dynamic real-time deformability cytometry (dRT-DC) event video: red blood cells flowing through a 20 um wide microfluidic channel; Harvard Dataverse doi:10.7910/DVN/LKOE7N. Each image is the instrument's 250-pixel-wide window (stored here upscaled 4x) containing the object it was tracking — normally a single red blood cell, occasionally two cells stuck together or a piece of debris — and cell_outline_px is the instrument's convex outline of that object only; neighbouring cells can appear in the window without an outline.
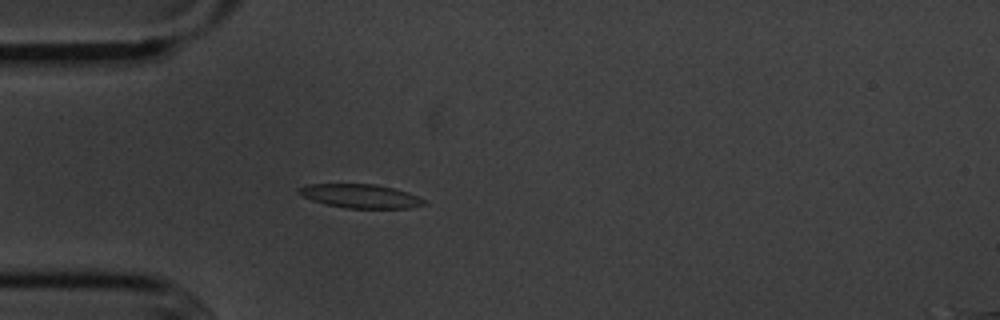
{"species": "common noctule bat (a hibernating species)", "species_latin": "Nyctalus noctula", "temperature_condition": "cold", "stored_images_in_passage": 4, "camera_frame_rate_fps": 3000, "um_per_image_px": 0.085, "animal": {"sex": "male", "body_mass_g": 20.1, "forearm_length_mm": 53.5}, "frame": {"image": 1, "passage_image": 4, "time_ms": 4.333, "image_size_px": [1000, 320], "cell_outline_px": [[428, 204], [408, 208], [348, 208], [324, 204], [312, 200], [296, 192], [300, 188], [308, 184], [376, 184], [408, 192], [424, 200]], "centroid_in_image_um": [30.64, 16.67], "position_along_channel_um": 54.4, "area_um2": 17.22}}